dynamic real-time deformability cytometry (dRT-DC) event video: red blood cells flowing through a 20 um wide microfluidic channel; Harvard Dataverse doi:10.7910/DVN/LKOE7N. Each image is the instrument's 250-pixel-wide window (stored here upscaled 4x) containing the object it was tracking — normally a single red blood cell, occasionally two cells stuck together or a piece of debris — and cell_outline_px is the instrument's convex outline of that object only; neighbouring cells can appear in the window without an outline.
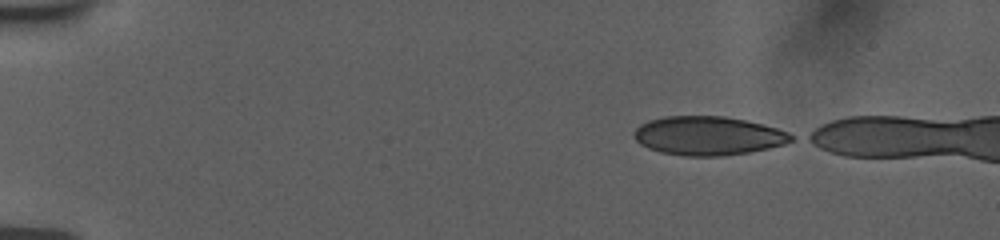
{"species": "human", "species_latin": "Homo sapiens", "temperature_condition": "room temperature", "stored_images_in_passage": 11, "camera_frame_rate_fps": 3000, "um_per_image_px": 0.085, "donor": {"sex": "female"}, "frame": {"image": 1, "passage_image": 1, "time_ms": 0.0, "image_size_px": [1000, 240], "cell_outline_px": [[796, 136], [792, 140], [784, 144], [768, 148], [748, 152], [720, 156], [684, 156], [660, 152], [648, 148], [640, 144], [632, 136], [632, 132], [640, 124], [648, 120], [664, 116], [724, 116], [744, 120], [776, 128], [788, 132]], "centroid_in_image_um": [60.14, 11.54], "position_along_channel_um": 24.9, "area_um2": 35.6}}